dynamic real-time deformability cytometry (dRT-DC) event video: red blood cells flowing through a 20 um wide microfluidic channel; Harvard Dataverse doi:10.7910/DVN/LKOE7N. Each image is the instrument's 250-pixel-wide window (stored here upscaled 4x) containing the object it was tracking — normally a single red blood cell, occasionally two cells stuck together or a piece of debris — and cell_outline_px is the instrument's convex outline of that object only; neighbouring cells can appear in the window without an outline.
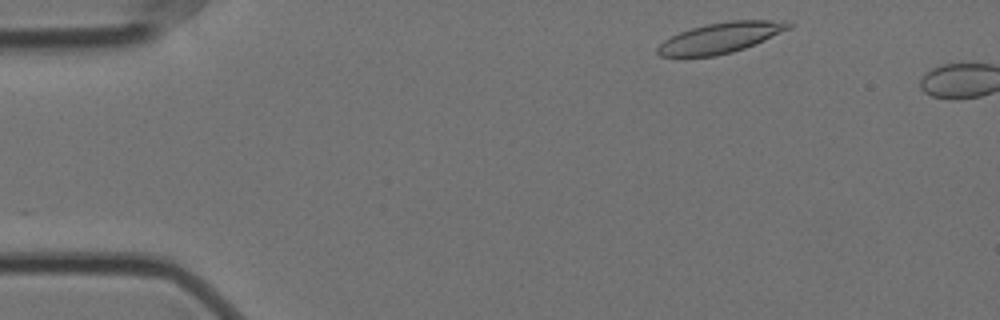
{"species": "Egyptian fruit bat (a non-hibernating species)", "species_latin": "Rousettus aegyptiacus", "temperature_condition": "cold", "stored_images_in_passage": 4, "camera_frame_rate_fps": 3000, "um_per_image_px": 0.085, "animal": {"sex": "female"}, "frame": {"image": 1, "passage_image": 2, "time_ms": 0.333, "image_size_px": [1000, 320], "cell_outline_px": [[792, 28], [764, 40], [744, 48], [732, 52], [716, 56], [660, 56], [656, 52], [656, 48], [664, 40], [680, 32], [692, 28], [708, 24], [732, 20], [772, 20], [792, 24]], "centroid_in_image_um": [61.24, 3.21], "position_along_channel_um": 23.8, "area_um2": 22.95}}